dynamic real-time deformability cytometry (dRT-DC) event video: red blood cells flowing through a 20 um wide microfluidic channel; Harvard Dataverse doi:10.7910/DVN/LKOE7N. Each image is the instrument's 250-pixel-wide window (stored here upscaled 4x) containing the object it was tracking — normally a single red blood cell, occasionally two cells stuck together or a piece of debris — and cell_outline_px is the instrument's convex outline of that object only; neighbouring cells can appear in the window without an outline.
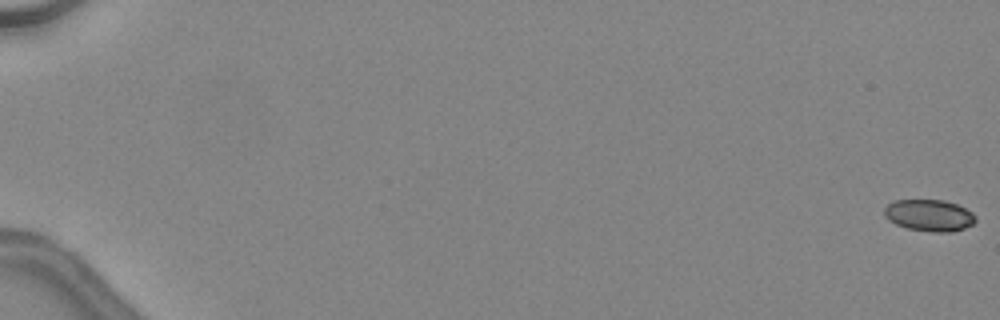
{"species": "common noctule bat (a hibernating species)", "species_latin": "Nyctalus noctula", "temperature_condition": "warm", "stored_images_in_passage": 19, "camera_frame_rate_fps": 3000, "um_per_image_px": 0.085, "animal": {"sex": "female", "body_mass_g": 24.6, "forearm_length_mm": 56.2}, "frame": {"image": 1, "passage_image": 1, "time_ms": 0.0, "image_size_px": [1000, 320], "cell_outline_px": [[976, 220], [972, 224], [964, 228], [952, 232], [932, 232], [908, 228], [896, 224], [888, 220], [884, 216], [884, 208], [888, 204], [896, 200], [944, 200], [956, 204], [972, 212], [976, 216]], "centroid_in_image_um": [78.98, 18.3], "position_along_channel_um": 6.0, "area_um2": 16.82}}
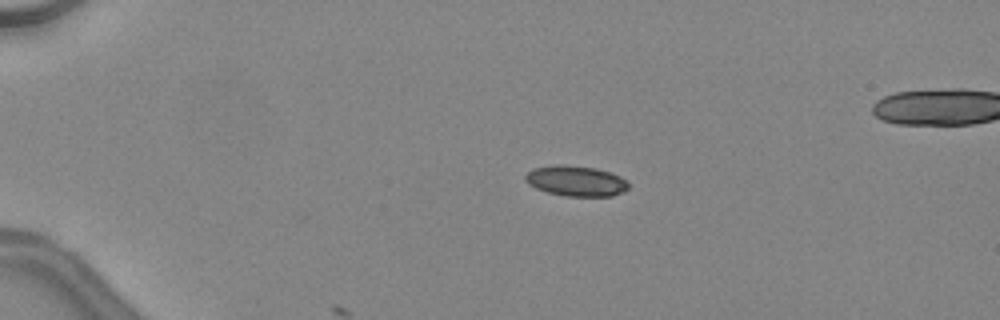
{"frame": {"image": 2, "passage_image": 13, "time_ms": 4.0, "image_size_px": [1000, 320], "cell_outline_px": [[628, 188], [624, 192], [612, 196], [568, 196], [548, 192], [536, 188], [528, 184], [524, 180], [524, 176], [532, 168], [556, 164], [564, 164], [596, 168], [620, 176], [628, 184]], "centroid_in_image_um": [48.93, 15.37], "position_along_channel_um": 36.1, "area_um2": 18.32}}